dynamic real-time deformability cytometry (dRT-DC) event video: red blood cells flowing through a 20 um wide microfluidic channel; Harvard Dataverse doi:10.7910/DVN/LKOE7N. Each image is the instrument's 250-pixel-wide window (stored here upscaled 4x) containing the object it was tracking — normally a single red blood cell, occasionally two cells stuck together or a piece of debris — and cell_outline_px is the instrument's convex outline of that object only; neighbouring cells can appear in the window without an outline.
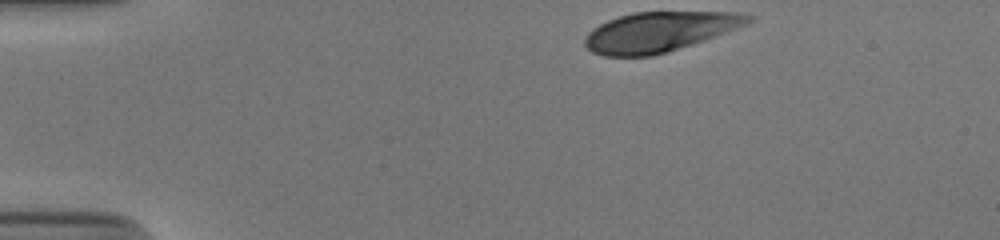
{"species": "human", "species_latin": "Homo sapiens", "temperature_condition": "cold", "stored_images_in_passage": 35, "camera_frame_rate_fps": 3000, "um_per_image_px": 0.085, "donor": {"sex": "male"}, "frame": {"image": 1, "passage_image": 1, "time_ms": 0.0, "image_size_px": [1000, 240], "cell_outline_px": [[752, 20], [748, 24], [704, 40], [668, 52], [652, 56], [604, 56], [592, 52], [584, 44], [584, 40], [588, 32], [592, 28], [608, 20], [632, 12], [736, 12], [752, 16]], "centroid_in_image_um": [56.02, 2.7], "position_along_channel_um": 29.0, "area_um2": 37.8}}
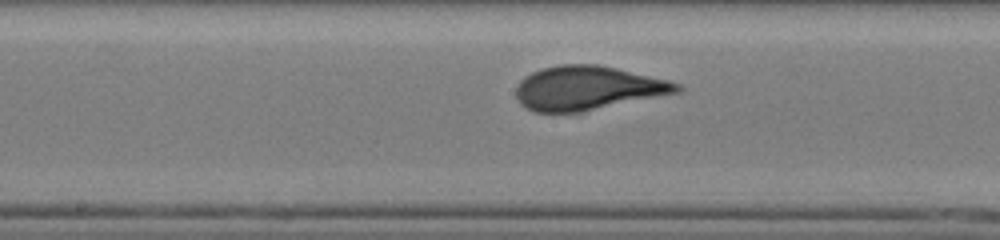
{"frame": {"image": 2, "passage_image": 20, "time_ms": 6.333, "image_size_px": [1000, 240], "cell_outline_px": [[684, 88], [680, 92], [576, 112], [532, 112], [524, 108], [520, 104], [516, 96], [516, 88], [520, 80], [524, 76], [532, 72], [544, 68], [560, 64], [596, 64], [616, 68], [668, 80], [680, 84]], "centroid_in_image_um": [49.91, 7.48], "position_along_channel_um": 198.3, "area_um2": 40.92}}
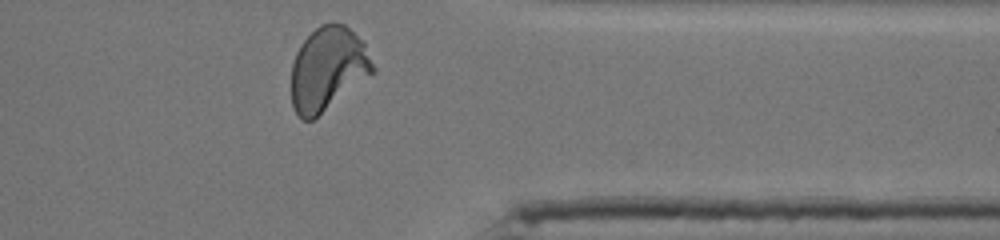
{"frame": {"image": 3, "passage_image": 35, "time_ms": 11.333, "image_size_px": [1000, 240], "cell_outline_px": [[376, 72], [312, 120], [300, 120], [292, 104], [292, 64], [296, 52], [300, 44], [320, 24], [344, 24], [364, 40], [376, 68]], "centroid_in_image_um": [27.9, 5.85], "position_along_channel_um": 383.5, "area_um2": 39.82}, "authors_computed_cell_mechanics": {"area_um2": 39.8242, "velocity_mm_per_s": 3.852, "shape_relaxation_time_tau1_ms": 4.668, "shape_relaxation_time_tau2_ms": null, "deformation_change_tau1": 0.1884, "deformation_change_tau2": null}}